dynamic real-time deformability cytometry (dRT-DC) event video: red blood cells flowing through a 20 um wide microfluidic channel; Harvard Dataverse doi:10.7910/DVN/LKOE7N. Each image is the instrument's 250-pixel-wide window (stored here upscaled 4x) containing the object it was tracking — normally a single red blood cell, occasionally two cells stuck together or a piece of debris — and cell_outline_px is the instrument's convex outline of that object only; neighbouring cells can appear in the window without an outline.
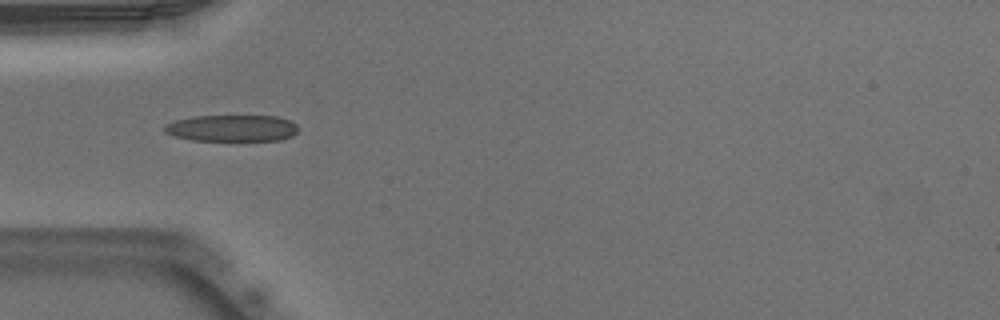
{"species": "Egyptian fruit bat (a non-hibernating species)", "species_latin": "Rousettus aegyptiacus", "temperature_condition": "warm", "stored_images_in_passage": 51, "camera_frame_rate_fps": 3000, "um_per_image_px": 0.085, "animal": {"sex": "male"}, "frame": {"image": 1, "passage_image": 16, "time_ms": 5.0, "image_size_px": [1000, 320], "cell_outline_px": [[300, 128], [292, 136], [280, 140], [192, 140], [176, 136], [164, 132], [164, 124], [176, 120], [192, 116], [276, 116], [292, 120]], "centroid_in_image_um": [19.75, 10.88], "position_along_channel_um": 65.3, "area_um2": 20.75}}
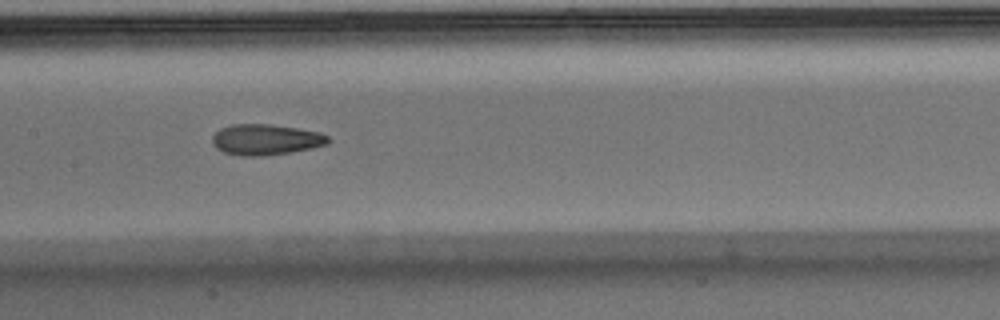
{"frame": {"image": 2, "passage_image": 25, "time_ms": 8.0, "image_size_px": [1000, 320], "cell_outline_px": [[332, 140], [328, 144], [312, 148], [264, 156], [244, 156], [224, 152], [216, 148], [212, 144], [212, 136], [220, 128], [232, 124], [272, 124], [320, 132], [328, 136]], "centroid_in_image_um": [22.59, 11.86], "position_along_channel_um": 184.8, "area_um2": 20.87}}
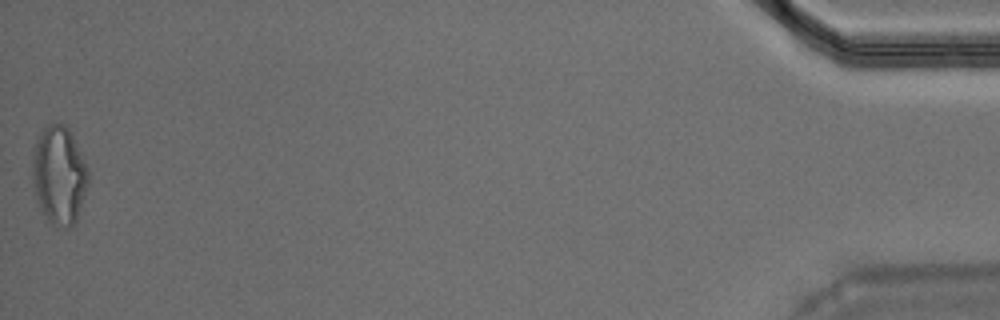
{"frame": {"image": 3, "passage_image": 51, "time_ms": 16.667, "image_size_px": [1000, 320], "cell_outline_px": [[88, 184], [76, 220], [68, 228], [64, 228], [52, 224], [48, 220], [36, 196], [32, 184], [32, 160], [36, 136], [48, 124], [64, 124], [68, 128], [84, 160], [88, 172]], "centroid_in_image_um": [5.0, 14.87], "position_along_channel_um": 430.2, "area_um2": 31.62}, "authors_computed_cell_mechanics": {"area_um2": 20.5768, "velocity_mm_per_s": 3.949, "shape_relaxation_time_tau1_ms": null, "shape_relaxation_time_tau2_ms": 2.8267, "deformation_change_tau1": null, "deformation_change_tau2": 0.1135}}